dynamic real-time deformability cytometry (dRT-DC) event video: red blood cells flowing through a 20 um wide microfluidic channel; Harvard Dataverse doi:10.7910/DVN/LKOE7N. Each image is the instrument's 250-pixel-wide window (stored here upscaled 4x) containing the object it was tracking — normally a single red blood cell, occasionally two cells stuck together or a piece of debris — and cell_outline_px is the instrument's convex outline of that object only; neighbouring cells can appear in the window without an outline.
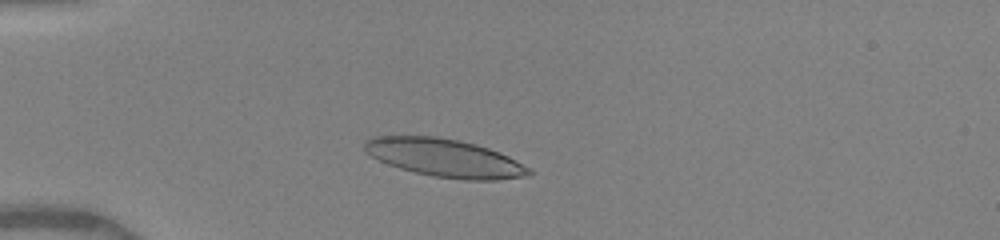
{"species": "human", "species_latin": "Homo sapiens", "temperature_condition": "warm", "stored_images_in_passage": 35, "camera_frame_rate_fps": 3000, "um_per_image_px": 0.085, "donor": {"sex": "female"}, "frame": {"image": 1, "passage_image": 8, "time_ms": 2.667, "image_size_px": [1000, 240], "cell_outline_px": [[532, 172], [528, 176], [496, 180], [464, 180], [432, 176], [400, 168], [388, 164], [372, 156], [364, 148], [364, 140], [372, 136], [436, 136], [460, 140], [476, 144], [500, 152], [532, 168]], "centroid_in_image_um": [37.84, 13.42], "position_along_channel_um": 47.2, "area_um2": 36.53}}
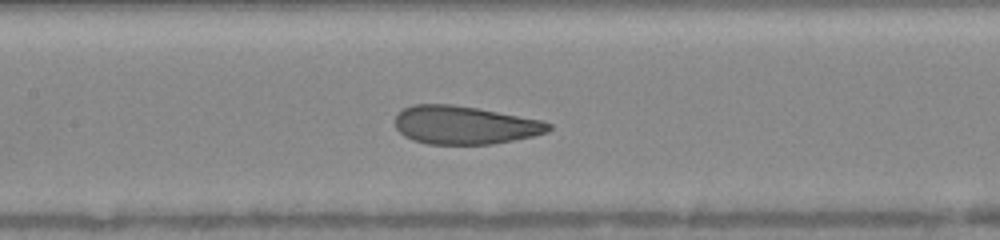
{"frame": {"image": 2, "passage_image": 17, "time_ms": 6.333, "image_size_px": [1000, 240], "cell_outline_px": [[552, 128], [548, 132], [532, 136], [492, 144], [428, 144], [412, 140], [404, 136], [396, 128], [396, 116], [404, 108], [412, 104], [452, 104], [476, 108], [540, 120], [552, 124]], "centroid_in_image_um": [39.47, 10.63], "position_along_channel_um": 167.9, "area_um2": 33.99}}
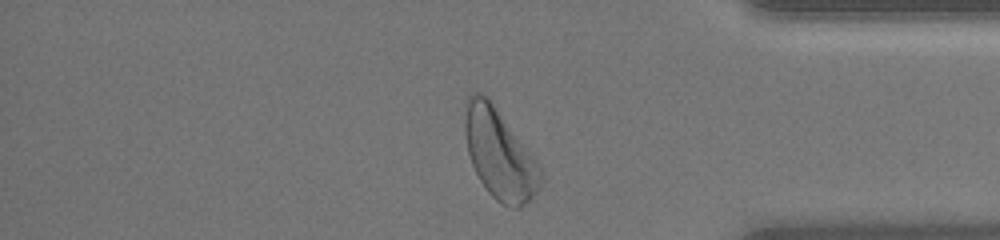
{"frame": {"image": 3, "passage_image": 33, "time_ms": 12.333, "image_size_px": [1000, 240], "cell_outline_px": [[544, 176], [536, 192], [520, 208], [512, 208], [496, 200], [488, 192], [480, 180], [472, 164], [468, 152], [464, 132], [464, 124], [468, 96], [472, 92], [480, 92], [488, 96], [536, 160], [544, 172]], "centroid_in_image_um": [42.46, 13.08], "position_along_channel_um": 392.7, "area_um2": 39.42}, "authors_computed_cell_mechanics": {"area_um2": 35.0268, "velocity_mm_per_s": 3.9986, "shape_relaxation_time_tau1_ms": 4.021, "shape_relaxation_time_tau2_ms": 0.9084, "deformation_change_tau1": 0.1575, "deformation_change_tau2": 0.0877}}